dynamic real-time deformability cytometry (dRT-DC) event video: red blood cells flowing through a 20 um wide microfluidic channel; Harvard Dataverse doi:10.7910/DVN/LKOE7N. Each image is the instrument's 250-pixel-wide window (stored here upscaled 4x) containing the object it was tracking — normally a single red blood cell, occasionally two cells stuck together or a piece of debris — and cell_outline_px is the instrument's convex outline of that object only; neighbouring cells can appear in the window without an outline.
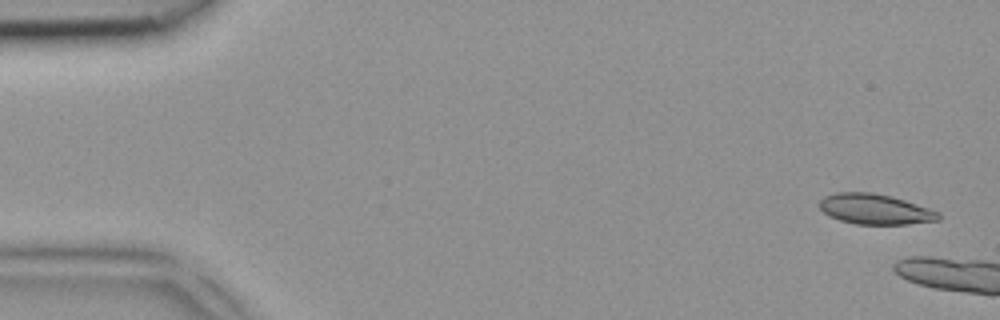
{"species": "common noctule bat (a hibernating species)", "species_latin": "Nyctalus noctula", "temperature_condition": "room temperature", "stored_images_in_passage": 4, "camera_frame_rate_fps": 3000, "um_per_image_px": 0.085, "animal": {"sex": "female", "body_mass_g": 18.4}, "frame": {"image": 1, "passage_image": 1, "time_ms": 0.0, "image_size_px": [1000, 320], "cell_outline_px": [[940, 220], [908, 224], [856, 224], [840, 220], [828, 216], [820, 208], [820, 200], [824, 196], [836, 192], [872, 192], [892, 196], [940, 212]], "centroid_in_image_um": [74.37, 17.77], "position_along_channel_um": 10.6, "area_um2": 21.04}}